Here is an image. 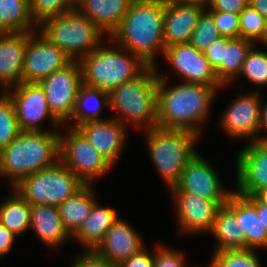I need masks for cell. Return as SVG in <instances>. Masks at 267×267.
<instances>
[{"label":"cell","mask_w":267,"mask_h":267,"mask_svg":"<svg viewBox=\"0 0 267 267\" xmlns=\"http://www.w3.org/2000/svg\"><path fill=\"white\" fill-rule=\"evenodd\" d=\"M157 127L185 130L201 136V126L210 113L217 90L204 84L186 83L168 87L167 76L158 72Z\"/></svg>","instance_id":"6da1fadb"},{"label":"cell","mask_w":267,"mask_h":267,"mask_svg":"<svg viewBox=\"0 0 267 267\" xmlns=\"http://www.w3.org/2000/svg\"><path fill=\"white\" fill-rule=\"evenodd\" d=\"M163 0H134L111 39L147 65L156 67L155 54L164 53Z\"/></svg>","instance_id":"7a4b0ae2"},{"label":"cell","mask_w":267,"mask_h":267,"mask_svg":"<svg viewBox=\"0 0 267 267\" xmlns=\"http://www.w3.org/2000/svg\"><path fill=\"white\" fill-rule=\"evenodd\" d=\"M21 132L0 150V176L11 179L12 188L29 174L60 161V132Z\"/></svg>","instance_id":"3957f363"},{"label":"cell","mask_w":267,"mask_h":267,"mask_svg":"<svg viewBox=\"0 0 267 267\" xmlns=\"http://www.w3.org/2000/svg\"><path fill=\"white\" fill-rule=\"evenodd\" d=\"M109 39L113 43L111 46H117V49L102 43L91 54L78 60L83 85L108 93L140 76L149 67L140 57Z\"/></svg>","instance_id":"277c9868"},{"label":"cell","mask_w":267,"mask_h":267,"mask_svg":"<svg viewBox=\"0 0 267 267\" xmlns=\"http://www.w3.org/2000/svg\"><path fill=\"white\" fill-rule=\"evenodd\" d=\"M158 79L157 66H149L140 76L111 90L109 109L120 114L114 119L124 125L127 120L144 130L157 128Z\"/></svg>","instance_id":"5b68a950"},{"label":"cell","mask_w":267,"mask_h":267,"mask_svg":"<svg viewBox=\"0 0 267 267\" xmlns=\"http://www.w3.org/2000/svg\"><path fill=\"white\" fill-rule=\"evenodd\" d=\"M38 26V32L72 60L91 54L104 40V32L77 9L44 19Z\"/></svg>","instance_id":"8992f818"},{"label":"cell","mask_w":267,"mask_h":267,"mask_svg":"<svg viewBox=\"0 0 267 267\" xmlns=\"http://www.w3.org/2000/svg\"><path fill=\"white\" fill-rule=\"evenodd\" d=\"M150 158L168 188L174 187L188 162L195 156L199 135L185 130H145ZM199 138V139H198Z\"/></svg>","instance_id":"52a82bcc"},{"label":"cell","mask_w":267,"mask_h":267,"mask_svg":"<svg viewBox=\"0 0 267 267\" xmlns=\"http://www.w3.org/2000/svg\"><path fill=\"white\" fill-rule=\"evenodd\" d=\"M85 184L58 161L54 166L29 174L13 188L30 204L58 206Z\"/></svg>","instance_id":"ba28073f"},{"label":"cell","mask_w":267,"mask_h":267,"mask_svg":"<svg viewBox=\"0 0 267 267\" xmlns=\"http://www.w3.org/2000/svg\"><path fill=\"white\" fill-rule=\"evenodd\" d=\"M60 162L85 185L100 178L113 167L76 129L59 134Z\"/></svg>","instance_id":"9c48e42d"},{"label":"cell","mask_w":267,"mask_h":267,"mask_svg":"<svg viewBox=\"0 0 267 267\" xmlns=\"http://www.w3.org/2000/svg\"><path fill=\"white\" fill-rule=\"evenodd\" d=\"M38 83L45 92L52 114L62 124L66 125L65 123H67L69 125L79 89L83 85L82 72L78 60H73L65 68L54 71Z\"/></svg>","instance_id":"30bf717a"},{"label":"cell","mask_w":267,"mask_h":267,"mask_svg":"<svg viewBox=\"0 0 267 267\" xmlns=\"http://www.w3.org/2000/svg\"><path fill=\"white\" fill-rule=\"evenodd\" d=\"M6 92L15 107L21 132H44L40 124L46 119L55 127L64 126L49 109L45 92L38 82H22Z\"/></svg>","instance_id":"8fae6325"},{"label":"cell","mask_w":267,"mask_h":267,"mask_svg":"<svg viewBox=\"0 0 267 267\" xmlns=\"http://www.w3.org/2000/svg\"><path fill=\"white\" fill-rule=\"evenodd\" d=\"M63 50L50 43L41 33L26 32V50L22 82H39L72 62Z\"/></svg>","instance_id":"7c38bea8"},{"label":"cell","mask_w":267,"mask_h":267,"mask_svg":"<svg viewBox=\"0 0 267 267\" xmlns=\"http://www.w3.org/2000/svg\"><path fill=\"white\" fill-rule=\"evenodd\" d=\"M171 192L190 193L214 202H227L233 191H226L216 170L198 152L184 168Z\"/></svg>","instance_id":"4fadbf2b"},{"label":"cell","mask_w":267,"mask_h":267,"mask_svg":"<svg viewBox=\"0 0 267 267\" xmlns=\"http://www.w3.org/2000/svg\"><path fill=\"white\" fill-rule=\"evenodd\" d=\"M163 55L168 64L184 79V82L204 84L214 87L217 91L223 88L216 77L215 70L205 58L204 52L199 51L190 43L166 47Z\"/></svg>","instance_id":"5bb4252c"},{"label":"cell","mask_w":267,"mask_h":267,"mask_svg":"<svg viewBox=\"0 0 267 267\" xmlns=\"http://www.w3.org/2000/svg\"><path fill=\"white\" fill-rule=\"evenodd\" d=\"M261 101L260 93L256 90L241 95L227 107L221 118V127L227 136L236 139L247 137L246 140L251 137L252 142L259 141L256 134L259 132Z\"/></svg>","instance_id":"9a60e30c"},{"label":"cell","mask_w":267,"mask_h":267,"mask_svg":"<svg viewBox=\"0 0 267 267\" xmlns=\"http://www.w3.org/2000/svg\"><path fill=\"white\" fill-rule=\"evenodd\" d=\"M237 164V192L253 196L267 187V144L264 141H250L239 151Z\"/></svg>","instance_id":"2e32d148"},{"label":"cell","mask_w":267,"mask_h":267,"mask_svg":"<svg viewBox=\"0 0 267 267\" xmlns=\"http://www.w3.org/2000/svg\"><path fill=\"white\" fill-rule=\"evenodd\" d=\"M176 204V216L182 233L210 232L216 215L227 202H214L194 194L171 192Z\"/></svg>","instance_id":"e0dca14e"},{"label":"cell","mask_w":267,"mask_h":267,"mask_svg":"<svg viewBox=\"0 0 267 267\" xmlns=\"http://www.w3.org/2000/svg\"><path fill=\"white\" fill-rule=\"evenodd\" d=\"M76 129L114 166L125 147L126 125L114 118H109L102 121L85 122Z\"/></svg>","instance_id":"ac0fdd59"},{"label":"cell","mask_w":267,"mask_h":267,"mask_svg":"<svg viewBox=\"0 0 267 267\" xmlns=\"http://www.w3.org/2000/svg\"><path fill=\"white\" fill-rule=\"evenodd\" d=\"M206 10V3L165 4L164 45L189 43L198 20Z\"/></svg>","instance_id":"d6986e66"},{"label":"cell","mask_w":267,"mask_h":267,"mask_svg":"<svg viewBox=\"0 0 267 267\" xmlns=\"http://www.w3.org/2000/svg\"><path fill=\"white\" fill-rule=\"evenodd\" d=\"M143 244L141 236L132 226L118 217L94 251L111 263L118 265L145 248Z\"/></svg>","instance_id":"ffe728a7"},{"label":"cell","mask_w":267,"mask_h":267,"mask_svg":"<svg viewBox=\"0 0 267 267\" xmlns=\"http://www.w3.org/2000/svg\"><path fill=\"white\" fill-rule=\"evenodd\" d=\"M235 215L245 235V249H267V231L258 218L256 198L233 191L225 204Z\"/></svg>","instance_id":"44dd1931"},{"label":"cell","mask_w":267,"mask_h":267,"mask_svg":"<svg viewBox=\"0 0 267 267\" xmlns=\"http://www.w3.org/2000/svg\"><path fill=\"white\" fill-rule=\"evenodd\" d=\"M26 32L0 33V84L3 91L22 83Z\"/></svg>","instance_id":"7402d4cb"},{"label":"cell","mask_w":267,"mask_h":267,"mask_svg":"<svg viewBox=\"0 0 267 267\" xmlns=\"http://www.w3.org/2000/svg\"><path fill=\"white\" fill-rule=\"evenodd\" d=\"M133 1L82 0L76 9L96 24L109 38L121 25Z\"/></svg>","instance_id":"603a6c76"},{"label":"cell","mask_w":267,"mask_h":267,"mask_svg":"<svg viewBox=\"0 0 267 267\" xmlns=\"http://www.w3.org/2000/svg\"><path fill=\"white\" fill-rule=\"evenodd\" d=\"M30 227L47 246H61L71 236L63 227L58 208L54 205H30Z\"/></svg>","instance_id":"cb8c5ba5"},{"label":"cell","mask_w":267,"mask_h":267,"mask_svg":"<svg viewBox=\"0 0 267 267\" xmlns=\"http://www.w3.org/2000/svg\"><path fill=\"white\" fill-rule=\"evenodd\" d=\"M117 218L115 209L100 206L96 201L89 216L71 237L85 246L86 251H93L103 241L106 232Z\"/></svg>","instance_id":"d4e9b609"},{"label":"cell","mask_w":267,"mask_h":267,"mask_svg":"<svg viewBox=\"0 0 267 267\" xmlns=\"http://www.w3.org/2000/svg\"><path fill=\"white\" fill-rule=\"evenodd\" d=\"M92 185H84L73 196L57 206L63 227L72 236L89 216L96 202Z\"/></svg>","instance_id":"484cf974"},{"label":"cell","mask_w":267,"mask_h":267,"mask_svg":"<svg viewBox=\"0 0 267 267\" xmlns=\"http://www.w3.org/2000/svg\"><path fill=\"white\" fill-rule=\"evenodd\" d=\"M219 242L214 252L245 249V235L236 215L223 205L216 215L210 232Z\"/></svg>","instance_id":"4316f807"},{"label":"cell","mask_w":267,"mask_h":267,"mask_svg":"<svg viewBox=\"0 0 267 267\" xmlns=\"http://www.w3.org/2000/svg\"><path fill=\"white\" fill-rule=\"evenodd\" d=\"M29 0H0V33L35 32Z\"/></svg>","instance_id":"83f0119b"},{"label":"cell","mask_w":267,"mask_h":267,"mask_svg":"<svg viewBox=\"0 0 267 267\" xmlns=\"http://www.w3.org/2000/svg\"><path fill=\"white\" fill-rule=\"evenodd\" d=\"M103 106L109 107L108 92L82 85L78 92L74 112L69 120L73 121L70 127L76 128L85 122L106 120V118H99Z\"/></svg>","instance_id":"f1b7e54d"},{"label":"cell","mask_w":267,"mask_h":267,"mask_svg":"<svg viewBox=\"0 0 267 267\" xmlns=\"http://www.w3.org/2000/svg\"><path fill=\"white\" fill-rule=\"evenodd\" d=\"M0 204V224L19 236L30 228V204L14 189Z\"/></svg>","instance_id":"f546056e"},{"label":"cell","mask_w":267,"mask_h":267,"mask_svg":"<svg viewBox=\"0 0 267 267\" xmlns=\"http://www.w3.org/2000/svg\"><path fill=\"white\" fill-rule=\"evenodd\" d=\"M253 45L255 44L248 39L235 38L225 46L224 60L215 70L216 77L223 86L239 77L245 57Z\"/></svg>","instance_id":"4dcf8cb0"},{"label":"cell","mask_w":267,"mask_h":267,"mask_svg":"<svg viewBox=\"0 0 267 267\" xmlns=\"http://www.w3.org/2000/svg\"><path fill=\"white\" fill-rule=\"evenodd\" d=\"M0 94V150L13 141L21 130L11 97L6 91Z\"/></svg>","instance_id":"1f68e13d"},{"label":"cell","mask_w":267,"mask_h":267,"mask_svg":"<svg viewBox=\"0 0 267 267\" xmlns=\"http://www.w3.org/2000/svg\"><path fill=\"white\" fill-rule=\"evenodd\" d=\"M254 249H235L213 252L209 267H261Z\"/></svg>","instance_id":"d6a6232c"},{"label":"cell","mask_w":267,"mask_h":267,"mask_svg":"<svg viewBox=\"0 0 267 267\" xmlns=\"http://www.w3.org/2000/svg\"><path fill=\"white\" fill-rule=\"evenodd\" d=\"M255 46V47H254ZM253 84L259 86L267 85V52L256 50V44L248 51L241 72Z\"/></svg>","instance_id":"836d02e7"},{"label":"cell","mask_w":267,"mask_h":267,"mask_svg":"<svg viewBox=\"0 0 267 267\" xmlns=\"http://www.w3.org/2000/svg\"><path fill=\"white\" fill-rule=\"evenodd\" d=\"M221 35L213 17L205 10L200 16L196 28L192 32L189 43L204 52Z\"/></svg>","instance_id":"e575fe53"},{"label":"cell","mask_w":267,"mask_h":267,"mask_svg":"<svg viewBox=\"0 0 267 267\" xmlns=\"http://www.w3.org/2000/svg\"><path fill=\"white\" fill-rule=\"evenodd\" d=\"M30 12L39 25L44 19L76 9L73 0H29Z\"/></svg>","instance_id":"d590c367"},{"label":"cell","mask_w":267,"mask_h":267,"mask_svg":"<svg viewBox=\"0 0 267 267\" xmlns=\"http://www.w3.org/2000/svg\"><path fill=\"white\" fill-rule=\"evenodd\" d=\"M265 18L250 5L239 14L240 38L248 39L256 44L262 37Z\"/></svg>","instance_id":"8d00e7d4"},{"label":"cell","mask_w":267,"mask_h":267,"mask_svg":"<svg viewBox=\"0 0 267 267\" xmlns=\"http://www.w3.org/2000/svg\"><path fill=\"white\" fill-rule=\"evenodd\" d=\"M215 22L221 36L240 38L239 15L223 11H207Z\"/></svg>","instance_id":"74e56055"},{"label":"cell","mask_w":267,"mask_h":267,"mask_svg":"<svg viewBox=\"0 0 267 267\" xmlns=\"http://www.w3.org/2000/svg\"><path fill=\"white\" fill-rule=\"evenodd\" d=\"M158 246L154 251V267H187L182 253L165 245Z\"/></svg>","instance_id":"f35d334b"},{"label":"cell","mask_w":267,"mask_h":267,"mask_svg":"<svg viewBox=\"0 0 267 267\" xmlns=\"http://www.w3.org/2000/svg\"><path fill=\"white\" fill-rule=\"evenodd\" d=\"M232 40L229 37L216 39L205 51V58L208 60L210 66L216 70L224 60L225 46Z\"/></svg>","instance_id":"ab89813d"},{"label":"cell","mask_w":267,"mask_h":267,"mask_svg":"<svg viewBox=\"0 0 267 267\" xmlns=\"http://www.w3.org/2000/svg\"><path fill=\"white\" fill-rule=\"evenodd\" d=\"M77 256V257H76ZM72 267H118L107 259L93 251H84L80 255H75Z\"/></svg>","instance_id":"60d3db41"},{"label":"cell","mask_w":267,"mask_h":267,"mask_svg":"<svg viewBox=\"0 0 267 267\" xmlns=\"http://www.w3.org/2000/svg\"><path fill=\"white\" fill-rule=\"evenodd\" d=\"M249 0H206V11H223L240 14Z\"/></svg>","instance_id":"b9f144b4"},{"label":"cell","mask_w":267,"mask_h":267,"mask_svg":"<svg viewBox=\"0 0 267 267\" xmlns=\"http://www.w3.org/2000/svg\"><path fill=\"white\" fill-rule=\"evenodd\" d=\"M118 267H154V252L153 254L143 248L137 254L132 255L128 259L117 265Z\"/></svg>","instance_id":"7bdbcfd3"},{"label":"cell","mask_w":267,"mask_h":267,"mask_svg":"<svg viewBox=\"0 0 267 267\" xmlns=\"http://www.w3.org/2000/svg\"><path fill=\"white\" fill-rule=\"evenodd\" d=\"M16 236L0 224V259L11 249Z\"/></svg>","instance_id":"ee69618b"},{"label":"cell","mask_w":267,"mask_h":267,"mask_svg":"<svg viewBox=\"0 0 267 267\" xmlns=\"http://www.w3.org/2000/svg\"><path fill=\"white\" fill-rule=\"evenodd\" d=\"M262 128L265 129V131L267 130V101L266 104H264L261 101V110H260V118H259V132H261ZM265 139H267V135L266 136H262L259 137V141H264Z\"/></svg>","instance_id":"f6af8a7d"},{"label":"cell","mask_w":267,"mask_h":267,"mask_svg":"<svg viewBox=\"0 0 267 267\" xmlns=\"http://www.w3.org/2000/svg\"><path fill=\"white\" fill-rule=\"evenodd\" d=\"M248 5L258 11L267 21V0H249Z\"/></svg>","instance_id":"bcb514c9"},{"label":"cell","mask_w":267,"mask_h":267,"mask_svg":"<svg viewBox=\"0 0 267 267\" xmlns=\"http://www.w3.org/2000/svg\"><path fill=\"white\" fill-rule=\"evenodd\" d=\"M256 211H257L259 220L265 226V229L267 231V205L260 203L256 199Z\"/></svg>","instance_id":"7dc6e473"},{"label":"cell","mask_w":267,"mask_h":267,"mask_svg":"<svg viewBox=\"0 0 267 267\" xmlns=\"http://www.w3.org/2000/svg\"><path fill=\"white\" fill-rule=\"evenodd\" d=\"M260 203L267 205V187L258 190L253 195Z\"/></svg>","instance_id":"c3c4849f"},{"label":"cell","mask_w":267,"mask_h":267,"mask_svg":"<svg viewBox=\"0 0 267 267\" xmlns=\"http://www.w3.org/2000/svg\"><path fill=\"white\" fill-rule=\"evenodd\" d=\"M165 4H176V3H206V0H163Z\"/></svg>","instance_id":"681fc988"},{"label":"cell","mask_w":267,"mask_h":267,"mask_svg":"<svg viewBox=\"0 0 267 267\" xmlns=\"http://www.w3.org/2000/svg\"><path fill=\"white\" fill-rule=\"evenodd\" d=\"M259 43L264 45L265 47L267 46V21L265 22V27H264V31H263L262 37L256 43V45L259 44Z\"/></svg>","instance_id":"f907efd6"},{"label":"cell","mask_w":267,"mask_h":267,"mask_svg":"<svg viewBox=\"0 0 267 267\" xmlns=\"http://www.w3.org/2000/svg\"><path fill=\"white\" fill-rule=\"evenodd\" d=\"M82 0H73L75 6H77Z\"/></svg>","instance_id":"816d5d0a"}]
</instances>
